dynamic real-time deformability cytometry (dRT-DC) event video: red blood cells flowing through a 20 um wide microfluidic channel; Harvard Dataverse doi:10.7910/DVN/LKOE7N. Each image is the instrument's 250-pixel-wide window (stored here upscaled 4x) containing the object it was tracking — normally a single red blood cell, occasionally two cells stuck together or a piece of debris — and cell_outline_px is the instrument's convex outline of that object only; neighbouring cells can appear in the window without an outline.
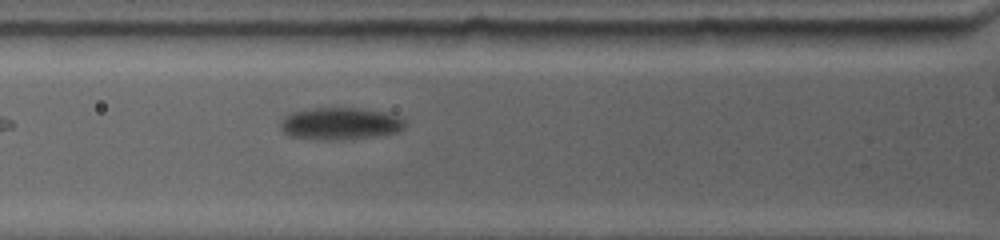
{"species": "common noctule bat (a hibernating species)", "species_latin": "Nyctalus noctula", "temperature_condition": "warm", "stored_images_in_passage": 3, "camera_frame_rate_fps": 4500, "um_per_image_px": 0.085, "animal": {"sex": "female", "body_mass_g": 19.0, "forearm_length_mm": 53.3}, "frame": {"image": 1, "passage_image": 2, "time_ms": 0.444, "image_size_px": [1000, 240], "cell_outline_px": [[408, 124], [404, 128], [396, 132], [368, 136], [292, 136], [284, 132], [280, 128], [280, 120], [284, 116], [292, 112], [316, 108], [360, 108], [388, 112], [400, 116], [408, 120]], "centroid_in_image_um": [29.01, 10.42], "position_along_channel_um": 96.8, "area_um2": 22.08}}